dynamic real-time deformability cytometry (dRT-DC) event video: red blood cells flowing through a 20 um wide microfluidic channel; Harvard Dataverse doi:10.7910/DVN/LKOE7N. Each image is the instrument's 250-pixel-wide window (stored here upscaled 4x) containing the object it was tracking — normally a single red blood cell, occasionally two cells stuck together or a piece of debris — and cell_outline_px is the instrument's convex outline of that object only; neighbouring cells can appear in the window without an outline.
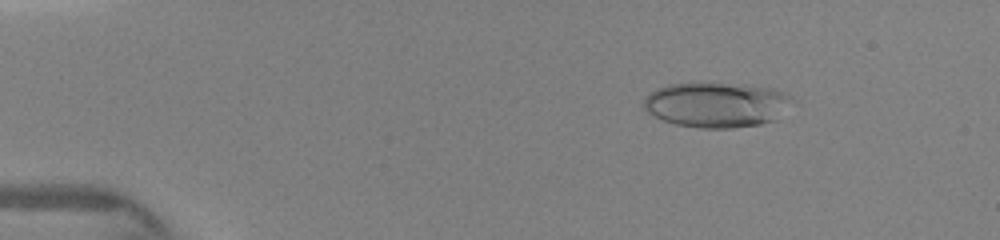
{"species": "human", "species_latin": "Homo sapiens", "temperature_condition": "warm", "stored_images_in_passage": 15, "camera_frame_rate_fps": 3000, "um_per_image_px": 0.085, "donor": {"sex": "female"}, "frame": {"image": 1, "passage_image": 4, "time_ms": 0.667, "image_size_px": [1000, 240], "cell_outline_px": [[796, 100], [776, 120], [760, 124], [732, 128], [696, 128], [676, 124], [664, 120], [648, 112], [644, 108], [644, 96], [656, 88], [668, 84], [692, 80], [700, 80], [744, 84], [772, 88], [792, 96]], "centroid_in_image_um": [60.91, 8.85], "position_along_channel_um": 24.1, "area_um2": 40.29}}